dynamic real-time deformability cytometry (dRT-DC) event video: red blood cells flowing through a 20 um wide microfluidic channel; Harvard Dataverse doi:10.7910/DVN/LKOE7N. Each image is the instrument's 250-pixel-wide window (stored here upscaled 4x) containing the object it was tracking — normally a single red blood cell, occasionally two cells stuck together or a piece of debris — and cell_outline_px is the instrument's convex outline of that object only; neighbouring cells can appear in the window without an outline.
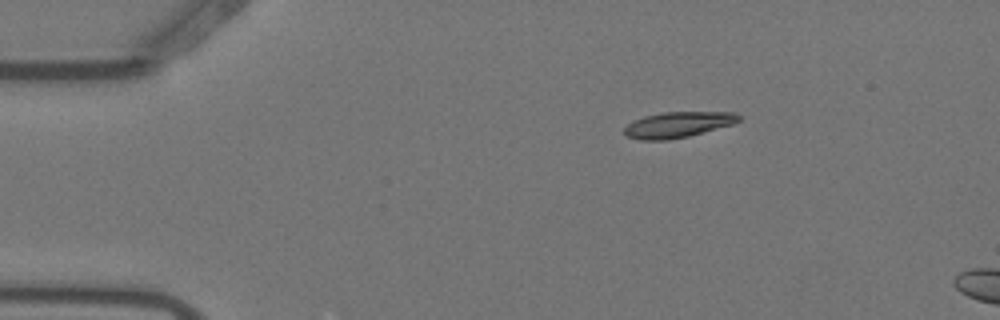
{"species": "Egyptian fruit bat (a non-hibernating species)", "species_latin": "Rousettus aegyptiacus", "temperature_condition": "warm", "stored_images_in_passage": 4, "camera_frame_rate_fps": 3000, "um_per_image_px": 0.085, "animal": {"sex": "female"}, "frame": {"image": 1, "passage_image": 3, "time_ms": 0.667, "image_size_px": [1000, 320], "cell_outline_px": [[740, 120], [732, 124], [688, 136], [668, 140], [640, 140], [628, 136], [624, 132], [624, 128], [628, 124], [644, 116], [664, 112], [736, 112], [740, 116]], "centroid_in_image_um": [57.63, 10.59], "position_along_channel_um": 27.4, "area_um2": 16.94}}